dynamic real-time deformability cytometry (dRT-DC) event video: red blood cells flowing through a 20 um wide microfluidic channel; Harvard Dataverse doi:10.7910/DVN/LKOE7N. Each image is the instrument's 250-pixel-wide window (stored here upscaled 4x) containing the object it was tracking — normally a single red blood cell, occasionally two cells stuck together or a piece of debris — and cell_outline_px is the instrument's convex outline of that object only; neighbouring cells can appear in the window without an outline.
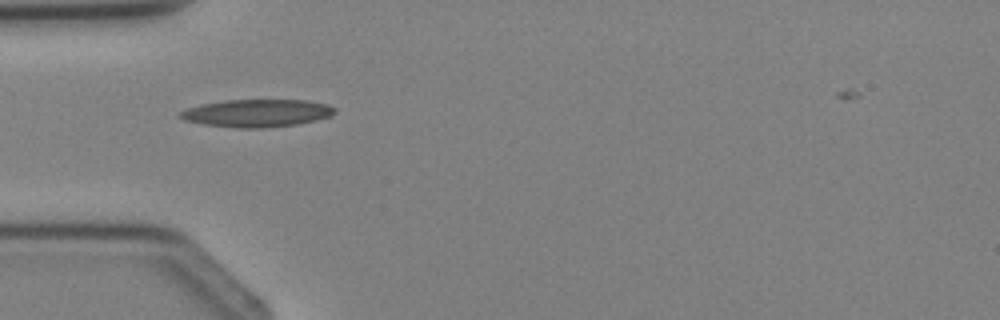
{"species": "Egyptian fruit bat (a non-hibernating species)", "species_latin": "Rousettus aegyptiacus", "temperature_condition": "cold", "stored_images_in_passage": 3, "camera_frame_rate_fps": 3000, "um_per_image_px": 0.085, "animal": {"sex": "female"}, "frame": {"image": 1, "passage_image": 3, "time_ms": 2.333, "image_size_px": [1000, 320], "cell_outline_px": [[336, 112], [332, 116], [300, 124], [268, 128], [236, 128], [204, 124], [184, 120], [176, 116], [180, 112], [188, 108], [204, 104], [224, 100], [304, 100], [328, 104], [336, 108]], "centroid_in_image_um": [21.88, 9.62], "position_along_channel_um": 63.1, "area_um2": 25.09}}